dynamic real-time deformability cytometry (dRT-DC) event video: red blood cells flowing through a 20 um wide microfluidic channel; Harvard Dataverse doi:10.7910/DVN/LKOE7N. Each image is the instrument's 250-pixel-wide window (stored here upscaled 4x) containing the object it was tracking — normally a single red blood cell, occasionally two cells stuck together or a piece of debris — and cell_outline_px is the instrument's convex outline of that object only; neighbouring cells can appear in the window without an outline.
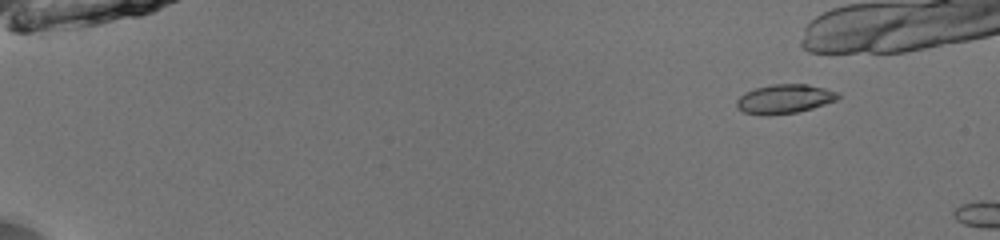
{"species": "common noctule bat (a hibernating species)", "species_latin": "Nyctalus noctula", "temperature_condition": "room temperature", "stored_images_in_passage": 23, "camera_frame_rate_fps": 3000, "um_per_image_px": 0.085, "animal": {"sex": "male", "body_mass_g": 13.0, "forearm_length_mm": 53.1}, "frame": {"image": 1, "passage_image": 7, "time_ms": 2.0, "image_size_px": [1000, 240], "cell_outline_px": [[840, 96], [836, 100], [812, 108], [796, 112], [768, 116], [764, 116], [744, 112], [736, 108], [736, 100], [744, 92], [756, 88], [772, 84], [808, 84], [824, 88], [836, 92]], "centroid_in_image_um": [66.63, 8.41], "position_along_channel_um": 18.4, "area_um2": 17.22}}